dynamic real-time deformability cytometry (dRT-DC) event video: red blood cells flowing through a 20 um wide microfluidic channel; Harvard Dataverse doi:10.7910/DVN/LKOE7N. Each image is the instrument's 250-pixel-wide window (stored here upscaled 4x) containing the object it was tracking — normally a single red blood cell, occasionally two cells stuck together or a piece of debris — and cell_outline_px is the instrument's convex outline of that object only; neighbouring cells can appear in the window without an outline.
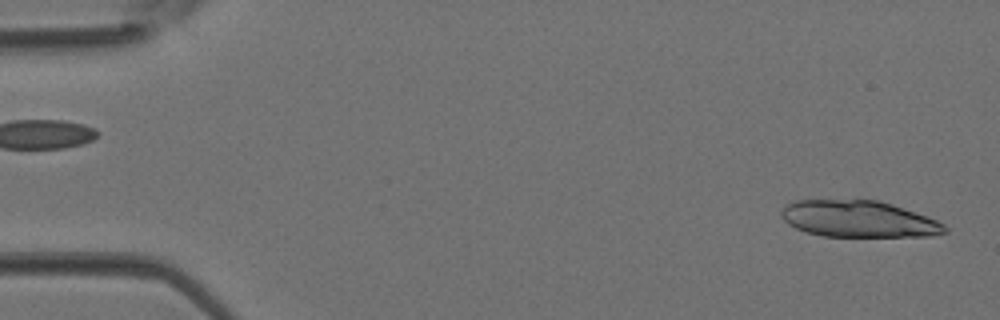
{"species": "Egyptian fruit bat (a non-hibernating species)", "species_latin": "Rousettus aegyptiacus", "temperature_condition": "room temperature", "stored_images_in_passage": 4, "segment_of_instrument_passage": [2, 2], "camera_frame_rate_fps": 3000, "um_per_image_px": 0.085, "animal": {"sex": "female"}, "frame": {"image": 1, "passage_image": 4, "time_ms": 1.0, "image_size_px": [1000, 320], "cell_outline_px": [[948, 232], [932, 236], [824, 236], [808, 232], [796, 228], [788, 224], [780, 216], [780, 212], [792, 200], [880, 200], [892, 204], [936, 220], [944, 224], [948, 228]], "centroid_in_image_um": [72.98, 18.61], "position_along_channel_um": 12.0, "area_um2": 34.68}}